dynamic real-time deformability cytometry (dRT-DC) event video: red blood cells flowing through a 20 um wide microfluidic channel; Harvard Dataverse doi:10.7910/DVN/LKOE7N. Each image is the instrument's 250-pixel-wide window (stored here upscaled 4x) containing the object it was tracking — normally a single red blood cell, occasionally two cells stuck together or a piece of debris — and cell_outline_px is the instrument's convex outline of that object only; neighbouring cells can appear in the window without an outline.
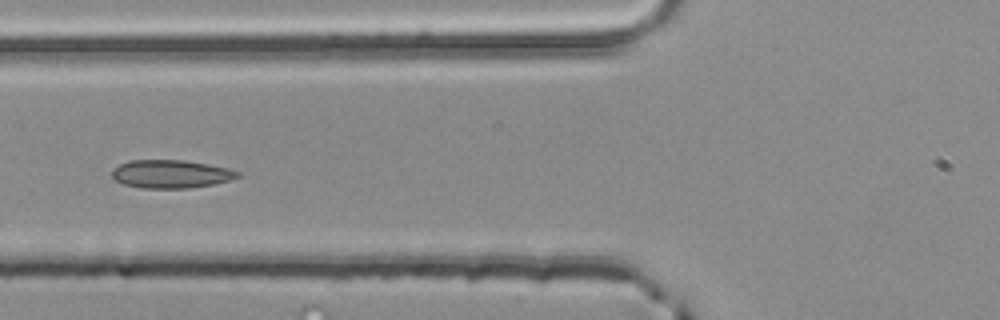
{"species": "common noctule bat (a hibernating species)", "species_latin": "Nyctalus noctula", "temperature_condition": "room temperature", "stored_images_in_passage": 5, "camera_frame_rate_fps": 3000, "um_per_image_px": 0.085, "animal": {"sex": "male", "body_mass_g": 20.4}, "frame": {"image": 1, "passage_image": 5, "time_ms": 1.333, "image_size_px": [1000, 320], "cell_outline_px": [[240, 176], [228, 180], [212, 184], [188, 188], [140, 188], [124, 184], [116, 180], [112, 176], [112, 168], [128, 160], [184, 160], [208, 164], [228, 168], [240, 172]], "centroid_in_image_um": [14.5, 14.78], "position_along_channel_um": 111.3, "area_um2": 20.58}}